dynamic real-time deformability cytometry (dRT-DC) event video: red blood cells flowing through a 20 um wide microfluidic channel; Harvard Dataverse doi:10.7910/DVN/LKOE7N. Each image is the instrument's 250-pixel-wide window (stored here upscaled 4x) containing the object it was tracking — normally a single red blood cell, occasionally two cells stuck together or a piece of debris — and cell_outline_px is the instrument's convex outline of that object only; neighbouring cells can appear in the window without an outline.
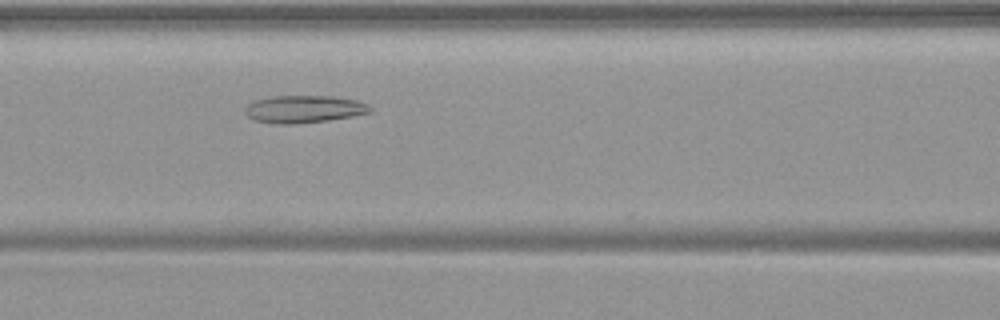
{"species": "common noctule bat (a hibernating species)", "species_latin": "Nyctalus noctula", "temperature_condition": "warm", "stored_images_in_passage": 31, "camera_frame_rate_fps": 3000, "um_per_image_px": 0.085, "animal": {"sex": "female", "body_mass_g": 19.9}, "frame": {"image": 1, "passage_image": 15, "time_ms": 4.667, "image_size_px": [1000, 320], "cell_outline_px": [[372, 112], [352, 116], [328, 120], [296, 124], [272, 124], [252, 120], [244, 112], [244, 108], [248, 104], [256, 100], [272, 96], [332, 96], [356, 100], [368, 104], [372, 108]], "centroid_in_image_um": [25.81, 9.28], "position_along_channel_um": 140.8, "area_um2": 20.17}}
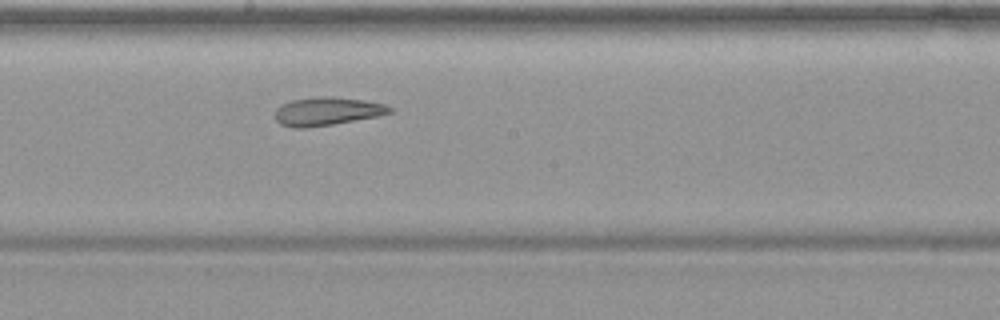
{"frame": {"image": 2, "passage_image": 21, "time_ms": 6.667, "image_size_px": [1000, 320], "cell_outline_px": [[392, 112], [380, 116], [332, 124], [304, 128], [292, 128], [280, 124], [276, 120], [276, 108], [280, 104], [292, 100], [320, 96], [332, 96], [364, 100], [384, 104], [392, 108]], "centroid_in_image_um": [27.79, 9.46], "position_along_channel_um": 220.4, "area_um2": 18.96}}
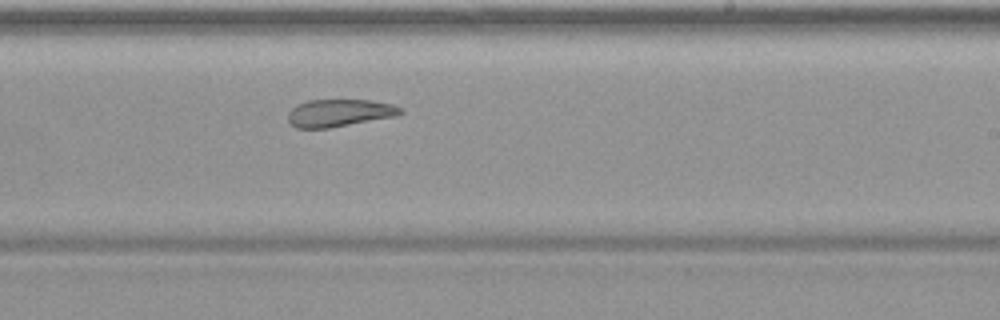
{"frame": {"image": 3, "passage_image": 24, "time_ms": 7.667, "image_size_px": [1000, 320], "cell_outline_px": [[404, 112], [396, 116], [328, 128], [296, 128], [288, 120], [288, 112], [296, 104], [308, 100], [368, 100], [392, 104], [400, 108]], "centroid_in_image_um": [28.81, 9.59], "position_along_channel_um": 260.2, "area_um2": 17.86}}